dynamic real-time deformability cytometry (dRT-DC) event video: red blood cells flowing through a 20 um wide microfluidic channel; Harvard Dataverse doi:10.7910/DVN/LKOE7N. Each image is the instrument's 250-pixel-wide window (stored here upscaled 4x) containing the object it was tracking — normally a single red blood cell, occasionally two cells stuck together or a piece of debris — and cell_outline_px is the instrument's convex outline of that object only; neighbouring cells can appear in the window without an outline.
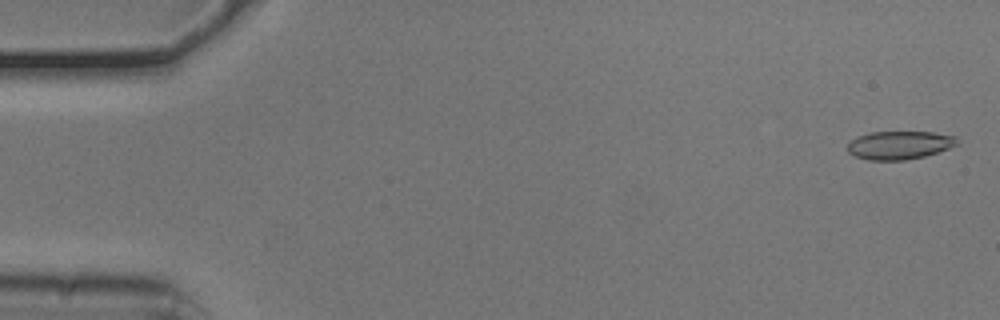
{"species": "common noctule bat (a hibernating species)", "species_latin": "Nyctalus noctula", "temperature_condition": "cold", "stored_images_in_passage": 49, "camera_frame_rate_fps": 3000, "um_per_image_px": 0.085, "animal": {"sex": "male", "body_mass_g": 20.5, "forearm_length_mm": 52.5}, "frame": {"image": 1, "passage_image": 2, "time_ms": 0.333, "image_size_px": [1000, 320], "cell_outline_px": [[960, 144], [924, 156], [904, 160], [868, 160], [856, 156], [848, 152], [848, 144], [856, 136], [872, 132], [932, 132], [956, 136]], "centroid_in_image_um": [76.46, 12.33], "position_along_channel_um": 8.5, "area_um2": 17.98}}
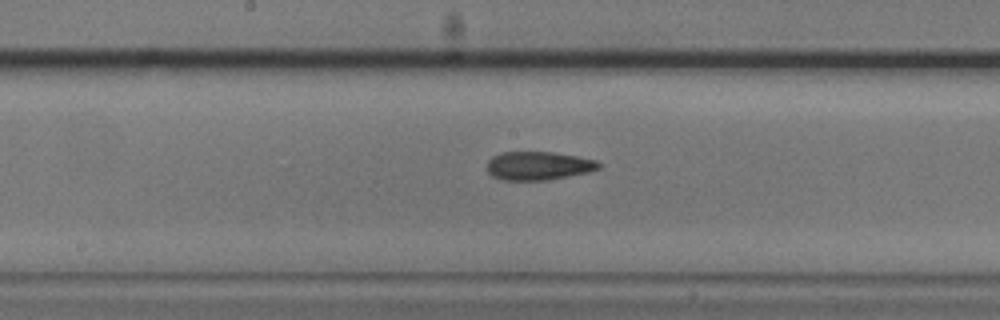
{"frame": {"image": 2, "passage_image": 28, "time_ms": 9.0, "image_size_px": [1000, 320], "cell_outline_px": [[600, 168], [588, 172], [548, 180], [504, 180], [492, 176], [488, 172], [488, 160], [492, 156], [500, 152], [552, 152], [576, 156], [596, 160], [600, 164]], "centroid_in_image_um": [45.75, 14.09], "position_along_channel_um": 202.5, "area_um2": 18.5}}
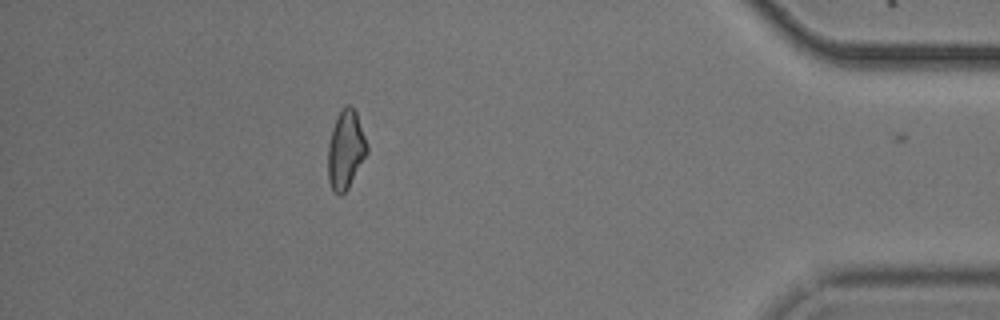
{"frame": {"image": 3, "passage_image": 48, "time_ms": 15.667, "image_size_px": [1000, 320], "cell_outline_px": [[368, 152], [348, 188], [340, 196], [332, 188], [328, 180], [328, 144], [332, 128], [336, 116], [344, 104], [348, 104], [356, 112], [368, 144]], "centroid_in_image_um": [29.38, 12.69], "position_along_channel_um": 405.8, "area_um2": 17.92}, "authors_computed_cell_mechanics": {"area_um2": 18.496, "velocity_mm_per_s": 3.7754, "shape_relaxation_time_tau1_ms": 4.823, "shape_relaxation_time_tau2_ms": 2.9906, "deformation_change_tau1": 0.1451, "deformation_change_tau2": 0.1103}}